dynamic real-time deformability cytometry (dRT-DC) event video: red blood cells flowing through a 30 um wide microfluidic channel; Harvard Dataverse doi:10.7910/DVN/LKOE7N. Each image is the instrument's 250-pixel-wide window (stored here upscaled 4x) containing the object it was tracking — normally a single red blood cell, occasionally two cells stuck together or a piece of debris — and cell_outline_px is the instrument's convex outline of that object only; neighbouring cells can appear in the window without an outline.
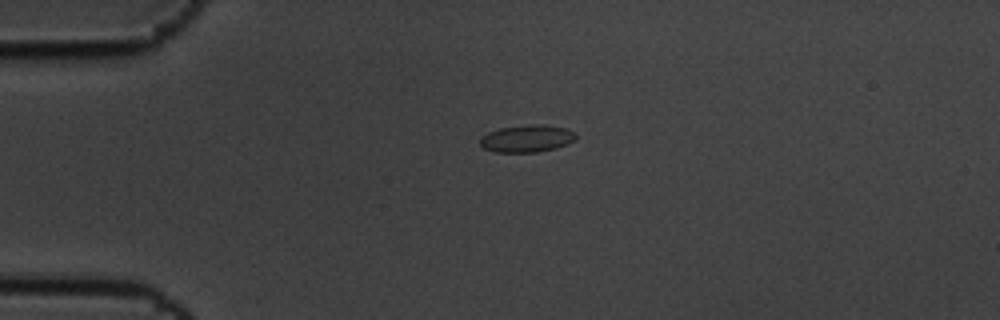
{"species": "common noctule bat (a hibernating species)", "species_latin": "Nyctalus noctula", "temperature_condition": "cold", "stored_images_in_passage": 2, "camera_frame_rate_fps": 3000, "um_per_image_px": 0.085, "animal": {"sex": "male", "body_mass_g": 19.5, "forearm_length_mm": 54.6}, "frame": {"image": 1, "passage_image": 1, "time_ms": 0.0, "image_size_px": [1000, 320], "cell_outline_px": [[576, 136], [568, 144], [556, 148], [536, 152], [496, 152], [484, 148], [480, 144], [480, 136], [488, 132], [500, 128], [528, 124], [540, 124], [564, 128], [572, 132]], "centroid_in_image_um": [44.73, 11.77], "position_along_channel_um": 40.3, "area_um2": 15.09}}